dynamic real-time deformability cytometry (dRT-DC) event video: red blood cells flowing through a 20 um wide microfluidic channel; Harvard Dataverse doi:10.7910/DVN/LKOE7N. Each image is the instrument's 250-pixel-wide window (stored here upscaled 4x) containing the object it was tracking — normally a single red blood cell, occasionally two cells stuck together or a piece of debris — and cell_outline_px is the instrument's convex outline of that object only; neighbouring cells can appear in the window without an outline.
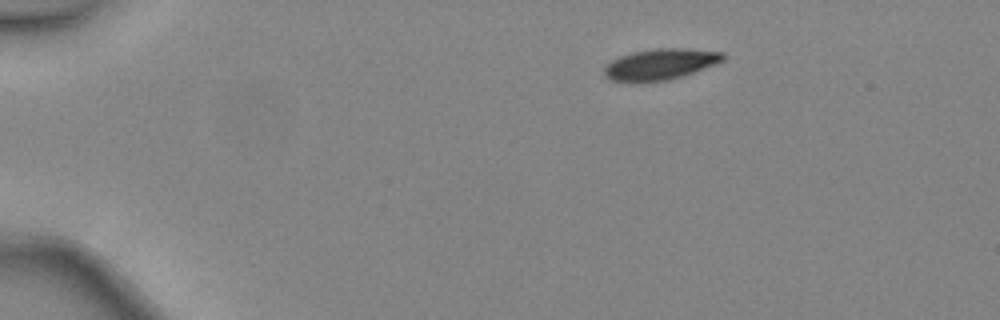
{"species": "common noctule bat (a hibernating species)", "species_latin": "Nyctalus noctula", "temperature_condition": "warm", "stored_images_in_passage": 39, "camera_frame_rate_fps": 3000, "um_per_image_px": 0.085, "animal": {"sex": "female", "body_mass_g": 24.6, "forearm_length_mm": 56.2}, "frame": {"image": 1, "passage_image": 1, "time_ms": 0.0, "image_size_px": [1000, 320], "cell_outline_px": [[724, 60], [716, 64], [684, 76], [668, 80], [640, 84], [628, 84], [612, 80], [604, 76], [604, 68], [612, 60], [620, 56], [632, 52], [656, 48], [688, 48], [724, 52]], "centroid_in_image_um": [56.1, 5.49], "position_along_channel_um": 28.9, "area_um2": 22.14}}
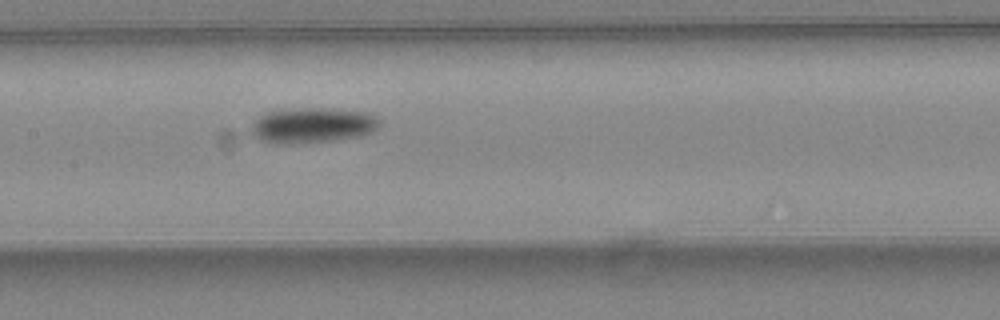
{"frame": {"image": 2, "passage_image": 17, "time_ms": 5.333, "image_size_px": [1000, 320], "cell_outline_px": [[380, 124], [372, 132], [360, 136], [332, 140], [292, 144], [276, 144], [260, 140], [252, 136], [248, 132], [252, 124], [260, 116], [268, 112], [296, 108], [324, 108], [368, 112], [376, 116], [380, 120]], "centroid_in_image_um": [26.53, 10.66], "position_along_channel_um": 180.9, "area_um2": 26.59}}
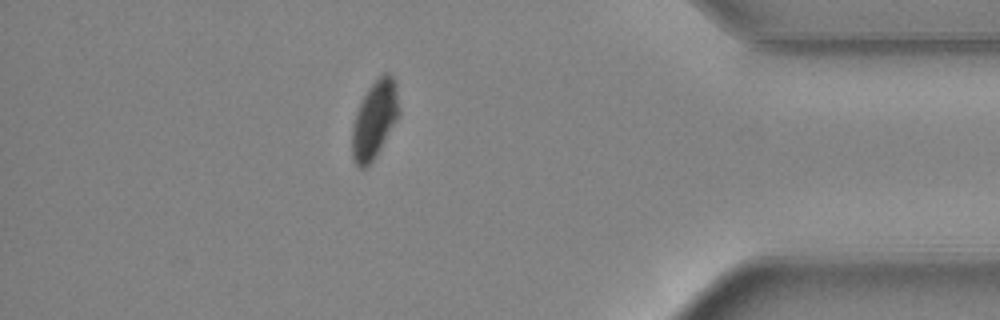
{"frame": {"image": 3, "passage_image": 34, "time_ms": 11.0, "image_size_px": [1000, 320], "cell_outline_px": [[400, 116], [376, 156], [364, 168], [360, 168], [356, 164], [352, 156], [352, 124], [356, 112], [368, 88], [384, 72], [388, 72], [396, 80], [400, 112]], "centroid_in_image_um": [31.87, 10.14], "position_along_channel_um": 403.3, "area_um2": 21.33}, "authors_computed_cell_mechanics": {"area_um2": 23.6402, "velocity_mm_per_s": 4.4971, "shape_relaxation_time_tau1_ms": 2.3011, "shape_relaxation_time_tau2_ms": 7.3385, "deformation_change_tau1": 0.0959, "deformation_change_tau2": 0.1084}}